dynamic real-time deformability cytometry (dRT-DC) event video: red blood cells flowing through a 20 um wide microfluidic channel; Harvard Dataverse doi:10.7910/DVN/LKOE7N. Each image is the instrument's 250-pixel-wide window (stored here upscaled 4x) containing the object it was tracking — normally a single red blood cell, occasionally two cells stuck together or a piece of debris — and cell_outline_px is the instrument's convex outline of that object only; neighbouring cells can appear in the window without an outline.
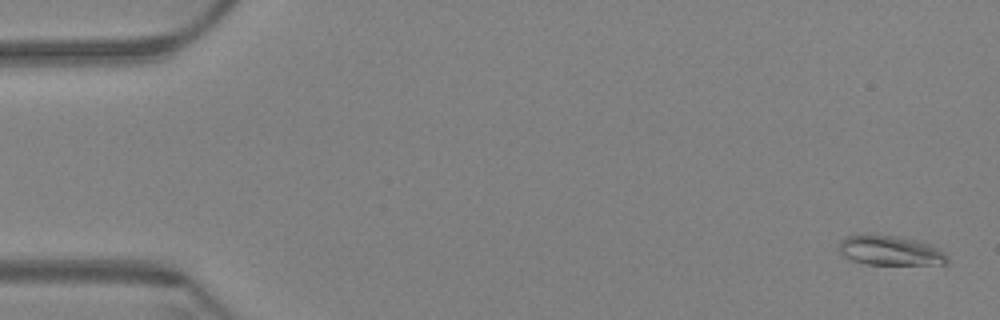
{"species": "Egyptian fruit bat (a non-hibernating species)", "species_latin": "Rousettus aegyptiacus", "temperature_condition": "warm", "stored_images_in_passage": 62, "camera_frame_rate_fps": 3000, "um_per_image_px": 0.085, "animal": {"sex": "female"}, "frame": {"image": 1, "passage_image": 2, "time_ms": 0.333, "image_size_px": [1000, 320], "cell_outline_px": [[948, 264], [868, 264], [852, 260], [844, 256], [840, 252], [840, 240], [848, 236], [868, 232], [896, 236], [916, 240], [940, 248], [944, 252], [948, 260]], "centroid_in_image_um": [75.65, 21.27], "position_along_channel_um": 9.3, "area_um2": 18.9}}
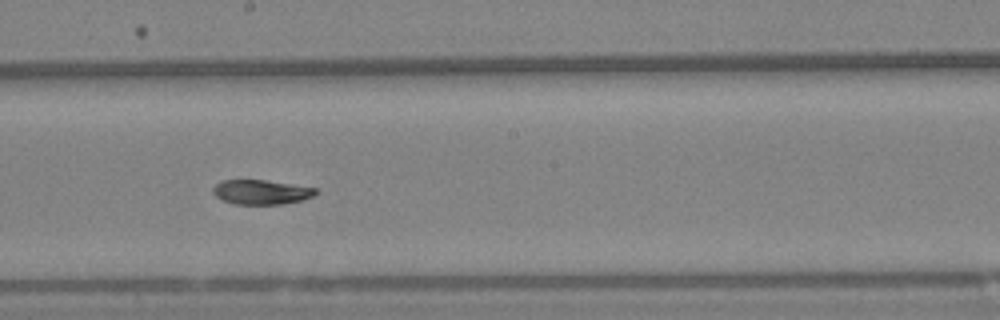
{"frame": {"image": 2, "passage_image": 35, "time_ms": 11.333, "image_size_px": [1000, 320], "cell_outline_px": [[316, 192], [312, 196], [300, 200], [284, 204], [236, 204], [224, 200], [216, 196], [212, 192], [212, 188], [216, 184], [224, 180], [264, 180], [316, 188]], "centroid_in_image_um": [22.17, 16.32], "position_along_channel_um": 226.0, "area_um2": 14.39}}
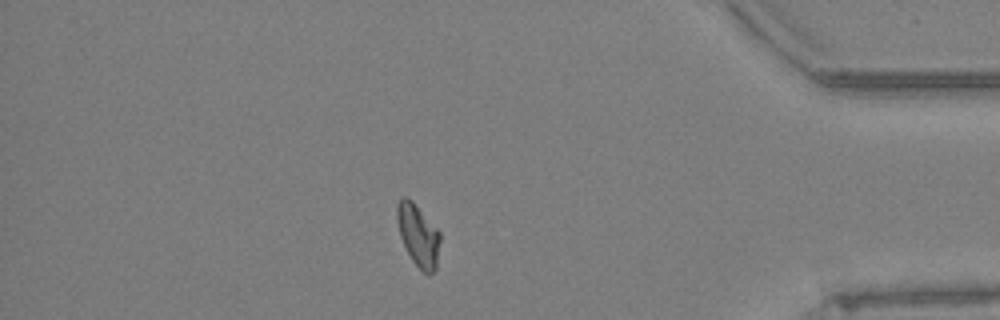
{"frame": {"image": 3, "passage_image": 54, "time_ms": 17.667, "image_size_px": [1000, 320], "cell_outline_px": [[440, 240], [436, 268], [428, 276], [412, 260], [400, 236], [396, 220], [396, 204], [404, 196], [412, 200], [440, 232]], "centroid_in_image_um": [35.54, 19.98], "position_along_channel_um": 399.7, "area_um2": 15.43}, "authors_computed_cell_mechanics": {"area_um2": 15.8372, "velocity_mm_per_s": 3.3044, "shape_relaxation_time_tau1_ms": 5.5786, "shape_relaxation_time_tau2_ms": null, "deformation_change_tau1": 0.1738, "deformation_change_tau2": null}}